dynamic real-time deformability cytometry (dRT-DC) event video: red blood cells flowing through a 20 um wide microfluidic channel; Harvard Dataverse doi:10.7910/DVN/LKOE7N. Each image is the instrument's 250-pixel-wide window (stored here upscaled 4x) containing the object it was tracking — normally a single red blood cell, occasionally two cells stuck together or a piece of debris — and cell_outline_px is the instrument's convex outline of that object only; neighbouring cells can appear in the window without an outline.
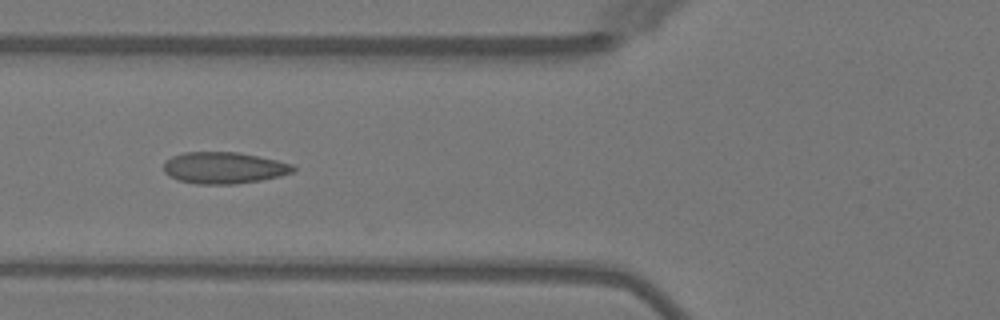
{"species": "Egyptian fruit bat (a non-hibernating species)", "species_latin": "Rousettus aegyptiacus", "temperature_condition": "warm", "stored_images_in_passage": 4, "camera_frame_rate_fps": 3000, "um_per_image_px": 0.085, "animal": {"sex": "female"}, "frame": {"image": 1, "passage_image": 4, "time_ms": 4.667, "image_size_px": [1000, 320], "cell_outline_px": [[296, 168], [292, 172], [280, 176], [260, 180], [236, 184], [196, 184], [176, 180], [164, 172], [164, 160], [172, 156], [184, 152], [240, 152], [276, 160], [292, 164]], "centroid_in_image_um": [19.0, 14.26], "position_along_channel_um": 106.8, "area_um2": 23.93}}